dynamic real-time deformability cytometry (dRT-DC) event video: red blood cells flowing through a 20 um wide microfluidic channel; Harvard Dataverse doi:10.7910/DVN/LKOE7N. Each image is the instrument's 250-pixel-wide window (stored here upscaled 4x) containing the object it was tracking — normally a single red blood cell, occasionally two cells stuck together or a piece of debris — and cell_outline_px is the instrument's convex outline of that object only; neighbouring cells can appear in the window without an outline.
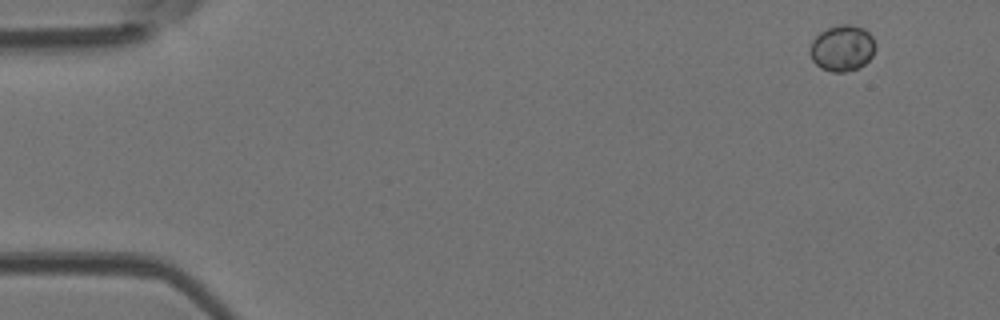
{"species": "Egyptian fruit bat (a non-hibernating species)", "species_latin": "Rousettus aegyptiacus", "temperature_condition": "room temperature", "stored_images_in_passage": 5, "camera_frame_rate_fps": 3000, "um_per_image_px": 0.085, "animal": {"sex": "female"}, "frame": {"image": 1, "passage_image": 1, "time_ms": 0.0, "image_size_px": [1000, 320], "cell_outline_px": [[876, 48], [872, 56], [860, 68], [844, 72], [832, 72], [820, 68], [812, 60], [812, 40], [820, 32], [828, 28], [840, 24], [852, 24], [864, 28], [872, 36], [876, 44]], "centroid_in_image_um": [71.63, 4.09], "position_along_channel_um": 13.4, "area_um2": 17.57}}
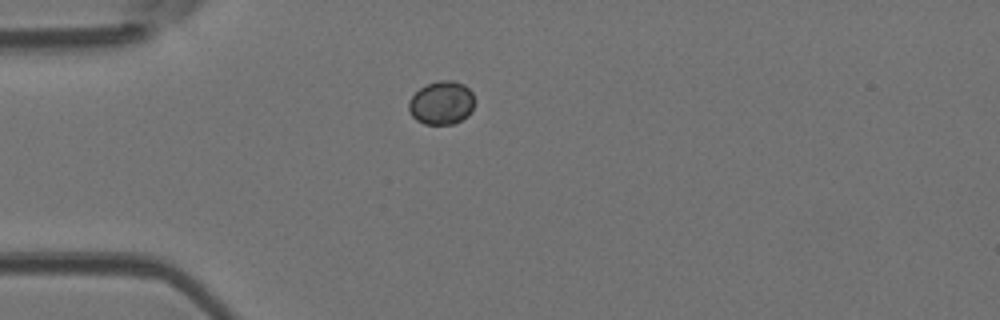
{"frame": {"image": 2, "passage_image": 4, "time_ms": 1.0, "image_size_px": [1000, 320], "cell_outline_px": [[476, 100], [472, 112], [468, 116], [452, 124], [424, 124], [416, 120], [412, 116], [408, 108], [408, 100], [420, 88], [428, 84], [440, 80], [452, 80], [464, 84], [472, 92]], "centroid_in_image_um": [37.56, 8.74], "position_along_channel_um": 47.4, "area_um2": 16.88}}